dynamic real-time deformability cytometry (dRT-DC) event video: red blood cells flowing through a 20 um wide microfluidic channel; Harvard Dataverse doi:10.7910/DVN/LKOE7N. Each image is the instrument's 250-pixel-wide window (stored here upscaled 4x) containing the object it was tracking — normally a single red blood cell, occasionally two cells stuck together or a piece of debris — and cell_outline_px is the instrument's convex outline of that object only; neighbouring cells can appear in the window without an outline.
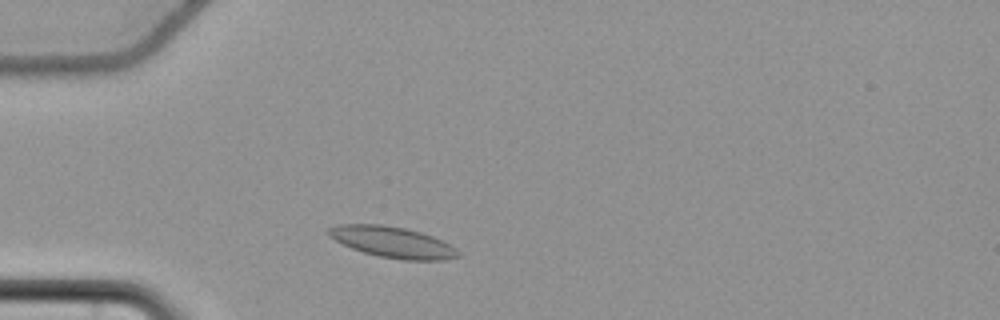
{"species": "common noctule bat (a hibernating species)", "species_latin": "Nyctalus noctula", "temperature_condition": "cold", "stored_images_in_passage": 39, "camera_frame_rate_fps": 3000, "um_per_image_px": 0.085, "animal": {"sex": "female", "body_mass_g": 22.7, "forearm_length_mm": 54.2}, "frame": {"image": 1, "passage_image": 6, "time_ms": 1.667, "image_size_px": [1000, 320], "cell_outline_px": [[460, 256], [444, 260], [404, 260], [380, 256], [364, 252], [352, 248], [328, 236], [328, 228], [336, 224], [384, 224], [404, 228], [420, 232], [432, 236], [456, 248], [460, 252]], "centroid_in_image_um": [33.36, 20.57], "position_along_channel_um": 51.6, "area_um2": 23.24}}
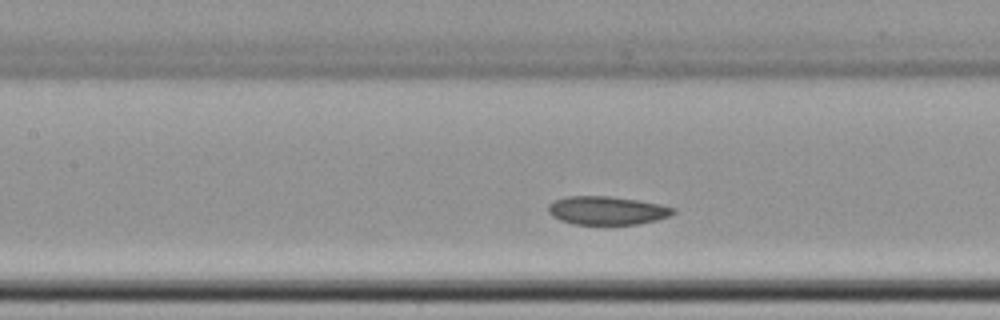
{"frame": {"image": 2, "passage_image": 16, "time_ms": 5.0, "image_size_px": [1000, 320], "cell_outline_px": [[676, 212], [668, 216], [656, 220], [640, 224], [572, 224], [560, 220], [552, 216], [548, 212], [548, 204], [556, 200], [568, 196], [608, 196], [636, 200], [660, 204], [676, 208]], "centroid_in_image_um": [51.59, 17.89], "position_along_channel_um": 155.8, "area_um2": 20.63}}
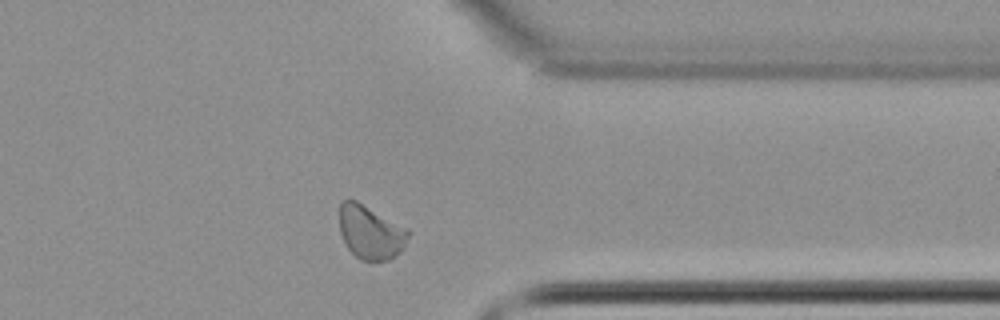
{"frame": {"image": 3, "passage_image": 35, "time_ms": 11.333, "image_size_px": [1000, 320], "cell_outline_px": [[412, 232], [404, 248], [400, 252], [388, 260], [364, 260], [356, 256], [348, 248], [340, 232], [340, 200], [348, 196], [356, 200], [408, 228]], "centroid_in_image_um": [31.51, 19.7], "position_along_channel_um": 379.9, "area_um2": 21.79}}